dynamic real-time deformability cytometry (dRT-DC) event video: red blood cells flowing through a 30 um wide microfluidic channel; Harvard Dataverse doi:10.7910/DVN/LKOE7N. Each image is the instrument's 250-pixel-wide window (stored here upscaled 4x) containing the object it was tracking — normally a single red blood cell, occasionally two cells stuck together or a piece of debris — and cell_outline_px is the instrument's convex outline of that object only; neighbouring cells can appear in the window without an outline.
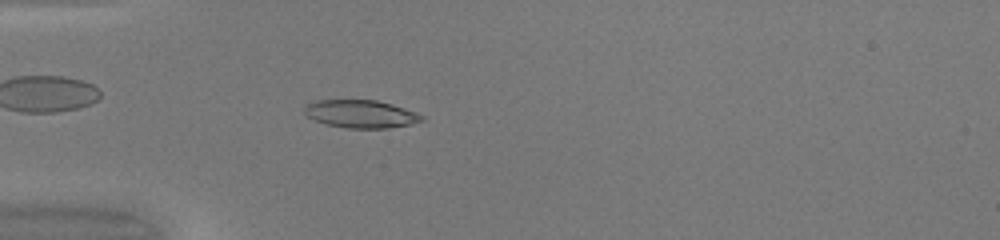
{"species": "common noctule bat (a hibernating species)", "species_latin": "Nyctalus noctula", "temperature_condition": "warm", "stored_images_in_passage": 49, "camera_frame_rate_fps": 3000, "um_per_image_px": 0.085, "animal": {"sex": "female", "body_mass_g": 20.0, "forearm_length_mm": 54.0}, "frame": {"image": 1, "passage_image": 15, "time_ms": 4.667, "image_size_px": [1000, 240], "cell_outline_px": [[424, 120], [412, 124], [388, 128], [344, 128], [328, 124], [316, 120], [308, 116], [304, 112], [304, 108], [308, 104], [320, 100], [376, 100], [392, 104], [416, 112], [424, 116]], "centroid_in_image_um": [30.72, 9.69], "position_along_channel_um": 54.3, "area_um2": 18.9}}
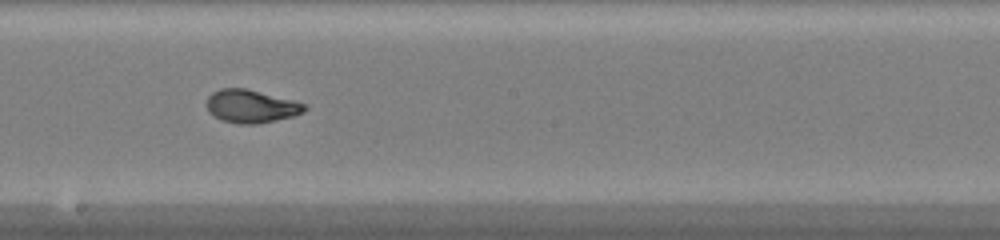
{"frame": {"image": 2, "passage_image": 28, "time_ms": 9.0, "image_size_px": [1000, 240], "cell_outline_px": [[308, 108], [304, 112], [292, 116], [256, 124], [240, 124], [220, 120], [208, 112], [204, 104], [208, 96], [212, 92], [220, 88], [244, 88], [308, 104]], "centroid_in_image_um": [21.29, 9.03], "position_along_channel_um": 226.9, "area_um2": 18.96}}
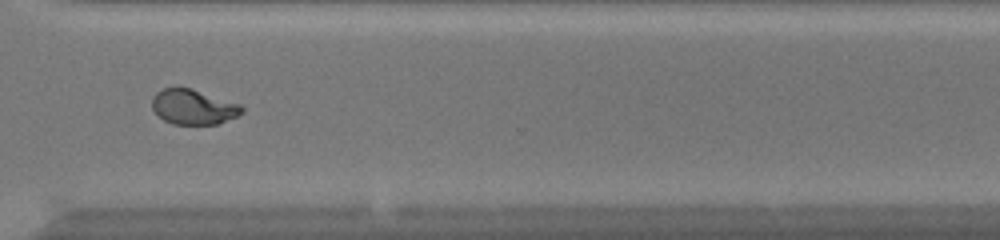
{"frame": {"image": 3, "passage_image": 37, "time_ms": 12.0, "image_size_px": [1000, 240], "cell_outline_px": [[244, 112], [236, 116], [216, 124], [172, 124], [164, 120], [152, 108], [152, 96], [156, 92], [164, 88], [176, 84], [240, 104], [244, 108]], "centroid_in_image_um": [16.39, 9.06], "position_along_channel_um": 354.2, "area_um2": 18.38}, "authors_computed_cell_mechanics": {"area_um2": 19.4208, "velocity_mm_per_s": 4.2471, "shape_relaxation_time_tau1_ms": 4.6893, "shape_relaxation_time_tau2_ms": 0.7683, "deformation_change_tau1": 0.2044, "deformation_change_tau2": 0.0467}}